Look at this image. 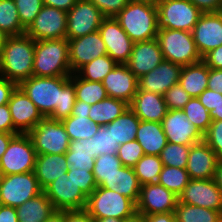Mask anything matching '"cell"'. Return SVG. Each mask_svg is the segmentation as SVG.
I'll use <instances>...</instances> for the list:
<instances>
[{
	"mask_svg": "<svg viewBox=\"0 0 222 222\" xmlns=\"http://www.w3.org/2000/svg\"><path fill=\"white\" fill-rule=\"evenodd\" d=\"M44 118L62 121L71 115L76 96L70 76H31L18 85Z\"/></svg>",
	"mask_w": 222,
	"mask_h": 222,
	"instance_id": "6da1fadb",
	"label": "cell"
},
{
	"mask_svg": "<svg viewBox=\"0 0 222 222\" xmlns=\"http://www.w3.org/2000/svg\"><path fill=\"white\" fill-rule=\"evenodd\" d=\"M35 41L26 34L9 36L0 51V77L17 85L33 76Z\"/></svg>",
	"mask_w": 222,
	"mask_h": 222,
	"instance_id": "7a4b0ae2",
	"label": "cell"
},
{
	"mask_svg": "<svg viewBox=\"0 0 222 222\" xmlns=\"http://www.w3.org/2000/svg\"><path fill=\"white\" fill-rule=\"evenodd\" d=\"M115 19L134 43L156 39L159 30L156 4L129 2Z\"/></svg>",
	"mask_w": 222,
	"mask_h": 222,
	"instance_id": "3957f363",
	"label": "cell"
},
{
	"mask_svg": "<svg viewBox=\"0 0 222 222\" xmlns=\"http://www.w3.org/2000/svg\"><path fill=\"white\" fill-rule=\"evenodd\" d=\"M69 45L66 38L35 41L33 76H71Z\"/></svg>",
	"mask_w": 222,
	"mask_h": 222,
	"instance_id": "277c9868",
	"label": "cell"
},
{
	"mask_svg": "<svg viewBox=\"0 0 222 222\" xmlns=\"http://www.w3.org/2000/svg\"><path fill=\"white\" fill-rule=\"evenodd\" d=\"M156 39L164 60L186 66L202 61L192 32L159 28Z\"/></svg>",
	"mask_w": 222,
	"mask_h": 222,
	"instance_id": "5b68a950",
	"label": "cell"
},
{
	"mask_svg": "<svg viewBox=\"0 0 222 222\" xmlns=\"http://www.w3.org/2000/svg\"><path fill=\"white\" fill-rule=\"evenodd\" d=\"M85 210L93 219H125L137 211L134 201L104 187H97L87 197Z\"/></svg>",
	"mask_w": 222,
	"mask_h": 222,
	"instance_id": "8992f818",
	"label": "cell"
},
{
	"mask_svg": "<svg viewBox=\"0 0 222 222\" xmlns=\"http://www.w3.org/2000/svg\"><path fill=\"white\" fill-rule=\"evenodd\" d=\"M159 28L192 32L202 12L189 0H158Z\"/></svg>",
	"mask_w": 222,
	"mask_h": 222,
	"instance_id": "52a82bcc",
	"label": "cell"
},
{
	"mask_svg": "<svg viewBox=\"0 0 222 222\" xmlns=\"http://www.w3.org/2000/svg\"><path fill=\"white\" fill-rule=\"evenodd\" d=\"M37 155L65 154L69 137L61 121L44 118L28 133Z\"/></svg>",
	"mask_w": 222,
	"mask_h": 222,
	"instance_id": "ba28073f",
	"label": "cell"
},
{
	"mask_svg": "<svg viewBox=\"0 0 222 222\" xmlns=\"http://www.w3.org/2000/svg\"><path fill=\"white\" fill-rule=\"evenodd\" d=\"M36 151L28 134H16L0 158L2 175L34 171Z\"/></svg>",
	"mask_w": 222,
	"mask_h": 222,
	"instance_id": "9c48e42d",
	"label": "cell"
},
{
	"mask_svg": "<svg viewBox=\"0 0 222 222\" xmlns=\"http://www.w3.org/2000/svg\"><path fill=\"white\" fill-rule=\"evenodd\" d=\"M42 192L34 171L3 175L0 182V204L17 208Z\"/></svg>",
	"mask_w": 222,
	"mask_h": 222,
	"instance_id": "30bf717a",
	"label": "cell"
},
{
	"mask_svg": "<svg viewBox=\"0 0 222 222\" xmlns=\"http://www.w3.org/2000/svg\"><path fill=\"white\" fill-rule=\"evenodd\" d=\"M105 16L87 0H78L67 12L66 39H75L99 31Z\"/></svg>",
	"mask_w": 222,
	"mask_h": 222,
	"instance_id": "8fae6325",
	"label": "cell"
},
{
	"mask_svg": "<svg viewBox=\"0 0 222 222\" xmlns=\"http://www.w3.org/2000/svg\"><path fill=\"white\" fill-rule=\"evenodd\" d=\"M67 12L43 5L25 34L34 41L66 38Z\"/></svg>",
	"mask_w": 222,
	"mask_h": 222,
	"instance_id": "7c38bea8",
	"label": "cell"
},
{
	"mask_svg": "<svg viewBox=\"0 0 222 222\" xmlns=\"http://www.w3.org/2000/svg\"><path fill=\"white\" fill-rule=\"evenodd\" d=\"M179 202L211 210L222 211V192L212 179H190Z\"/></svg>",
	"mask_w": 222,
	"mask_h": 222,
	"instance_id": "4fadbf2b",
	"label": "cell"
},
{
	"mask_svg": "<svg viewBox=\"0 0 222 222\" xmlns=\"http://www.w3.org/2000/svg\"><path fill=\"white\" fill-rule=\"evenodd\" d=\"M43 192L52 202L55 210H81L85 209L87 204V196L68 179L67 173L54 180Z\"/></svg>",
	"mask_w": 222,
	"mask_h": 222,
	"instance_id": "5bb4252c",
	"label": "cell"
},
{
	"mask_svg": "<svg viewBox=\"0 0 222 222\" xmlns=\"http://www.w3.org/2000/svg\"><path fill=\"white\" fill-rule=\"evenodd\" d=\"M179 197L158 183L141 185L136 203L137 212L143 215L174 212Z\"/></svg>",
	"mask_w": 222,
	"mask_h": 222,
	"instance_id": "9a60e30c",
	"label": "cell"
},
{
	"mask_svg": "<svg viewBox=\"0 0 222 222\" xmlns=\"http://www.w3.org/2000/svg\"><path fill=\"white\" fill-rule=\"evenodd\" d=\"M107 54L117 63L126 64L130 58L134 42L121 28L115 17H105L99 27Z\"/></svg>",
	"mask_w": 222,
	"mask_h": 222,
	"instance_id": "2e32d148",
	"label": "cell"
},
{
	"mask_svg": "<svg viewBox=\"0 0 222 222\" xmlns=\"http://www.w3.org/2000/svg\"><path fill=\"white\" fill-rule=\"evenodd\" d=\"M8 107L15 134H28L39 121L44 119L36 105L19 86L12 93Z\"/></svg>",
	"mask_w": 222,
	"mask_h": 222,
	"instance_id": "e0dca14e",
	"label": "cell"
},
{
	"mask_svg": "<svg viewBox=\"0 0 222 222\" xmlns=\"http://www.w3.org/2000/svg\"><path fill=\"white\" fill-rule=\"evenodd\" d=\"M67 41L72 74L95 58L107 54L105 43L99 31Z\"/></svg>",
	"mask_w": 222,
	"mask_h": 222,
	"instance_id": "ac0fdd59",
	"label": "cell"
},
{
	"mask_svg": "<svg viewBox=\"0 0 222 222\" xmlns=\"http://www.w3.org/2000/svg\"><path fill=\"white\" fill-rule=\"evenodd\" d=\"M161 123L167 142L192 146L203 141V135L190 122L183 110H168Z\"/></svg>",
	"mask_w": 222,
	"mask_h": 222,
	"instance_id": "d6986e66",
	"label": "cell"
},
{
	"mask_svg": "<svg viewBox=\"0 0 222 222\" xmlns=\"http://www.w3.org/2000/svg\"><path fill=\"white\" fill-rule=\"evenodd\" d=\"M194 42L201 57L222 45V11L202 13L192 30Z\"/></svg>",
	"mask_w": 222,
	"mask_h": 222,
	"instance_id": "ffe728a7",
	"label": "cell"
},
{
	"mask_svg": "<svg viewBox=\"0 0 222 222\" xmlns=\"http://www.w3.org/2000/svg\"><path fill=\"white\" fill-rule=\"evenodd\" d=\"M102 84L108 97L122 100L130 104L138 90V78L129 70L126 64H117Z\"/></svg>",
	"mask_w": 222,
	"mask_h": 222,
	"instance_id": "44dd1931",
	"label": "cell"
},
{
	"mask_svg": "<svg viewBox=\"0 0 222 222\" xmlns=\"http://www.w3.org/2000/svg\"><path fill=\"white\" fill-rule=\"evenodd\" d=\"M182 66L163 60L156 68L138 79V89L164 95L179 83Z\"/></svg>",
	"mask_w": 222,
	"mask_h": 222,
	"instance_id": "7402d4cb",
	"label": "cell"
},
{
	"mask_svg": "<svg viewBox=\"0 0 222 222\" xmlns=\"http://www.w3.org/2000/svg\"><path fill=\"white\" fill-rule=\"evenodd\" d=\"M164 60L157 39L135 42L126 65L139 79L156 68Z\"/></svg>",
	"mask_w": 222,
	"mask_h": 222,
	"instance_id": "603a6c76",
	"label": "cell"
},
{
	"mask_svg": "<svg viewBox=\"0 0 222 222\" xmlns=\"http://www.w3.org/2000/svg\"><path fill=\"white\" fill-rule=\"evenodd\" d=\"M219 159L203 140L191 146L186 170L190 179H212Z\"/></svg>",
	"mask_w": 222,
	"mask_h": 222,
	"instance_id": "cb8c5ba5",
	"label": "cell"
},
{
	"mask_svg": "<svg viewBox=\"0 0 222 222\" xmlns=\"http://www.w3.org/2000/svg\"><path fill=\"white\" fill-rule=\"evenodd\" d=\"M129 108L141 121H153L161 123L168 112L163 95L137 90Z\"/></svg>",
	"mask_w": 222,
	"mask_h": 222,
	"instance_id": "d4e9b609",
	"label": "cell"
},
{
	"mask_svg": "<svg viewBox=\"0 0 222 222\" xmlns=\"http://www.w3.org/2000/svg\"><path fill=\"white\" fill-rule=\"evenodd\" d=\"M68 164L65 154H42L36 156L34 174L39 186L44 190L57 178L67 173Z\"/></svg>",
	"mask_w": 222,
	"mask_h": 222,
	"instance_id": "484cf974",
	"label": "cell"
},
{
	"mask_svg": "<svg viewBox=\"0 0 222 222\" xmlns=\"http://www.w3.org/2000/svg\"><path fill=\"white\" fill-rule=\"evenodd\" d=\"M118 192L137 203L141 185L133 167L123 166L98 186Z\"/></svg>",
	"mask_w": 222,
	"mask_h": 222,
	"instance_id": "4316f807",
	"label": "cell"
},
{
	"mask_svg": "<svg viewBox=\"0 0 222 222\" xmlns=\"http://www.w3.org/2000/svg\"><path fill=\"white\" fill-rule=\"evenodd\" d=\"M136 140L142 146L145 155L159 156L168 143L162 123L153 121L140 120Z\"/></svg>",
	"mask_w": 222,
	"mask_h": 222,
	"instance_id": "83f0119b",
	"label": "cell"
},
{
	"mask_svg": "<svg viewBox=\"0 0 222 222\" xmlns=\"http://www.w3.org/2000/svg\"><path fill=\"white\" fill-rule=\"evenodd\" d=\"M209 67L203 62L182 66L179 84L191 96L198 97L208 85Z\"/></svg>",
	"mask_w": 222,
	"mask_h": 222,
	"instance_id": "f1b7e54d",
	"label": "cell"
},
{
	"mask_svg": "<svg viewBox=\"0 0 222 222\" xmlns=\"http://www.w3.org/2000/svg\"><path fill=\"white\" fill-rule=\"evenodd\" d=\"M18 222H45L55 211L44 192L16 208Z\"/></svg>",
	"mask_w": 222,
	"mask_h": 222,
	"instance_id": "f546056e",
	"label": "cell"
},
{
	"mask_svg": "<svg viewBox=\"0 0 222 222\" xmlns=\"http://www.w3.org/2000/svg\"><path fill=\"white\" fill-rule=\"evenodd\" d=\"M128 107L129 104L122 100L107 97L91 105L88 115L94 123L106 126L122 115Z\"/></svg>",
	"mask_w": 222,
	"mask_h": 222,
	"instance_id": "4dcf8cb0",
	"label": "cell"
},
{
	"mask_svg": "<svg viewBox=\"0 0 222 222\" xmlns=\"http://www.w3.org/2000/svg\"><path fill=\"white\" fill-rule=\"evenodd\" d=\"M68 164V170L86 169L93 171L94 157L91 156L89 148V139H80L70 141L69 149L65 153Z\"/></svg>",
	"mask_w": 222,
	"mask_h": 222,
	"instance_id": "1f68e13d",
	"label": "cell"
},
{
	"mask_svg": "<svg viewBox=\"0 0 222 222\" xmlns=\"http://www.w3.org/2000/svg\"><path fill=\"white\" fill-rule=\"evenodd\" d=\"M174 215L176 222H222V211L192 206L179 201Z\"/></svg>",
	"mask_w": 222,
	"mask_h": 222,
	"instance_id": "d6a6232c",
	"label": "cell"
},
{
	"mask_svg": "<svg viewBox=\"0 0 222 222\" xmlns=\"http://www.w3.org/2000/svg\"><path fill=\"white\" fill-rule=\"evenodd\" d=\"M140 119L128 107L125 112L112 122V134L118 145L136 140Z\"/></svg>",
	"mask_w": 222,
	"mask_h": 222,
	"instance_id": "836d02e7",
	"label": "cell"
},
{
	"mask_svg": "<svg viewBox=\"0 0 222 222\" xmlns=\"http://www.w3.org/2000/svg\"><path fill=\"white\" fill-rule=\"evenodd\" d=\"M70 80L75 86L76 100L86 102L89 105H94L108 97L102 82H91L82 79L76 73H73L70 76Z\"/></svg>",
	"mask_w": 222,
	"mask_h": 222,
	"instance_id": "e575fe53",
	"label": "cell"
},
{
	"mask_svg": "<svg viewBox=\"0 0 222 222\" xmlns=\"http://www.w3.org/2000/svg\"><path fill=\"white\" fill-rule=\"evenodd\" d=\"M118 147L112 134V122L100 126L95 135L89 138L90 153L94 158L103 154L117 155Z\"/></svg>",
	"mask_w": 222,
	"mask_h": 222,
	"instance_id": "d590c367",
	"label": "cell"
},
{
	"mask_svg": "<svg viewBox=\"0 0 222 222\" xmlns=\"http://www.w3.org/2000/svg\"><path fill=\"white\" fill-rule=\"evenodd\" d=\"M61 122L65 127L70 141L89 139L93 137L100 128V125L94 123L86 116H69Z\"/></svg>",
	"mask_w": 222,
	"mask_h": 222,
	"instance_id": "8d00e7d4",
	"label": "cell"
},
{
	"mask_svg": "<svg viewBox=\"0 0 222 222\" xmlns=\"http://www.w3.org/2000/svg\"><path fill=\"white\" fill-rule=\"evenodd\" d=\"M0 29L9 36L25 34L14 0H0Z\"/></svg>",
	"mask_w": 222,
	"mask_h": 222,
	"instance_id": "74e56055",
	"label": "cell"
},
{
	"mask_svg": "<svg viewBox=\"0 0 222 222\" xmlns=\"http://www.w3.org/2000/svg\"><path fill=\"white\" fill-rule=\"evenodd\" d=\"M117 63L108 55L95 58L82 66L76 74L91 82H102L106 75L116 67Z\"/></svg>",
	"mask_w": 222,
	"mask_h": 222,
	"instance_id": "f35d334b",
	"label": "cell"
},
{
	"mask_svg": "<svg viewBox=\"0 0 222 222\" xmlns=\"http://www.w3.org/2000/svg\"><path fill=\"white\" fill-rule=\"evenodd\" d=\"M163 163L157 155H143L133 167L139 184L157 183L163 169Z\"/></svg>",
	"mask_w": 222,
	"mask_h": 222,
	"instance_id": "ab89813d",
	"label": "cell"
},
{
	"mask_svg": "<svg viewBox=\"0 0 222 222\" xmlns=\"http://www.w3.org/2000/svg\"><path fill=\"white\" fill-rule=\"evenodd\" d=\"M189 180L190 177L186 168L163 166L157 183L179 197Z\"/></svg>",
	"mask_w": 222,
	"mask_h": 222,
	"instance_id": "60d3db41",
	"label": "cell"
},
{
	"mask_svg": "<svg viewBox=\"0 0 222 222\" xmlns=\"http://www.w3.org/2000/svg\"><path fill=\"white\" fill-rule=\"evenodd\" d=\"M182 110L202 135L208 131L212 119L210 118L209 111L201 104L197 97H192Z\"/></svg>",
	"mask_w": 222,
	"mask_h": 222,
	"instance_id": "b9f144b4",
	"label": "cell"
},
{
	"mask_svg": "<svg viewBox=\"0 0 222 222\" xmlns=\"http://www.w3.org/2000/svg\"><path fill=\"white\" fill-rule=\"evenodd\" d=\"M121 167H123V165L117 155L103 154L96 157L92 173L97 187Z\"/></svg>",
	"mask_w": 222,
	"mask_h": 222,
	"instance_id": "7bdbcfd3",
	"label": "cell"
},
{
	"mask_svg": "<svg viewBox=\"0 0 222 222\" xmlns=\"http://www.w3.org/2000/svg\"><path fill=\"white\" fill-rule=\"evenodd\" d=\"M191 146L168 142L159 155L164 166L186 168Z\"/></svg>",
	"mask_w": 222,
	"mask_h": 222,
	"instance_id": "ee69618b",
	"label": "cell"
},
{
	"mask_svg": "<svg viewBox=\"0 0 222 222\" xmlns=\"http://www.w3.org/2000/svg\"><path fill=\"white\" fill-rule=\"evenodd\" d=\"M21 25L27 29L43 7V0H14Z\"/></svg>",
	"mask_w": 222,
	"mask_h": 222,
	"instance_id": "f6af8a7d",
	"label": "cell"
},
{
	"mask_svg": "<svg viewBox=\"0 0 222 222\" xmlns=\"http://www.w3.org/2000/svg\"><path fill=\"white\" fill-rule=\"evenodd\" d=\"M143 155H145L144 150L137 140L119 145L117 151L122 165L127 167H134Z\"/></svg>",
	"mask_w": 222,
	"mask_h": 222,
	"instance_id": "bcb514c9",
	"label": "cell"
},
{
	"mask_svg": "<svg viewBox=\"0 0 222 222\" xmlns=\"http://www.w3.org/2000/svg\"><path fill=\"white\" fill-rule=\"evenodd\" d=\"M67 176L87 197L97 188L94 175L90 170L80 168L68 170Z\"/></svg>",
	"mask_w": 222,
	"mask_h": 222,
	"instance_id": "7dc6e473",
	"label": "cell"
},
{
	"mask_svg": "<svg viewBox=\"0 0 222 222\" xmlns=\"http://www.w3.org/2000/svg\"><path fill=\"white\" fill-rule=\"evenodd\" d=\"M163 97L168 110H182L192 98L179 83L170 87Z\"/></svg>",
	"mask_w": 222,
	"mask_h": 222,
	"instance_id": "c3c4849f",
	"label": "cell"
},
{
	"mask_svg": "<svg viewBox=\"0 0 222 222\" xmlns=\"http://www.w3.org/2000/svg\"><path fill=\"white\" fill-rule=\"evenodd\" d=\"M203 140L216 153L219 160H222V120L212 121L208 131L203 135Z\"/></svg>",
	"mask_w": 222,
	"mask_h": 222,
	"instance_id": "681fc988",
	"label": "cell"
},
{
	"mask_svg": "<svg viewBox=\"0 0 222 222\" xmlns=\"http://www.w3.org/2000/svg\"><path fill=\"white\" fill-rule=\"evenodd\" d=\"M92 2L105 17H115L129 0H87Z\"/></svg>",
	"mask_w": 222,
	"mask_h": 222,
	"instance_id": "f907efd6",
	"label": "cell"
},
{
	"mask_svg": "<svg viewBox=\"0 0 222 222\" xmlns=\"http://www.w3.org/2000/svg\"><path fill=\"white\" fill-rule=\"evenodd\" d=\"M202 13H217L222 11V0H189Z\"/></svg>",
	"mask_w": 222,
	"mask_h": 222,
	"instance_id": "816d5d0a",
	"label": "cell"
},
{
	"mask_svg": "<svg viewBox=\"0 0 222 222\" xmlns=\"http://www.w3.org/2000/svg\"><path fill=\"white\" fill-rule=\"evenodd\" d=\"M202 61L209 68L222 69V45L205 54Z\"/></svg>",
	"mask_w": 222,
	"mask_h": 222,
	"instance_id": "f5cc1de1",
	"label": "cell"
},
{
	"mask_svg": "<svg viewBox=\"0 0 222 222\" xmlns=\"http://www.w3.org/2000/svg\"><path fill=\"white\" fill-rule=\"evenodd\" d=\"M0 132L14 133V125L8 103L0 106Z\"/></svg>",
	"mask_w": 222,
	"mask_h": 222,
	"instance_id": "db71d44e",
	"label": "cell"
},
{
	"mask_svg": "<svg viewBox=\"0 0 222 222\" xmlns=\"http://www.w3.org/2000/svg\"><path fill=\"white\" fill-rule=\"evenodd\" d=\"M17 86L16 83L0 77V106L9 102Z\"/></svg>",
	"mask_w": 222,
	"mask_h": 222,
	"instance_id": "11a10c76",
	"label": "cell"
},
{
	"mask_svg": "<svg viewBox=\"0 0 222 222\" xmlns=\"http://www.w3.org/2000/svg\"><path fill=\"white\" fill-rule=\"evenodd\" d=\"M197 98L208 111L216 108L218 103V93L208 88L205 89Z\"/></svg>",
	"mask_w": 222,
	"mask_h": 222,
	"instance_id": "9f6ffc18",
	"label": "cell"
},
{
	"mask_svg": "<svg viewBox=\"0 0 222 222\" xmlns=\"http://www.w3.org/2000/svg\"><path fill=\"white\" fill-rule=\"evenodd\" d=\"M207 88L222 94V69L209 68Z\"/></svg>",
	"mask_w": 222,
	"mask_h": 222,
	"instance_id": "6f0895ef",
	"label": "cell"
},
{
	"mask_svg": "<svg viewBox=\"0 0 222 222\" xmlns=\"http://www.w3.org/2000/svg\"><path fill=\"white\" fill-rule=\"evenodd\" d=\"M65 222H95L85 209L65 210Z\"/></svg>",
	"mask_w": 222,
	"mask_h": 222,
	"instance_id": "680465c9",
	"label": "cell"
},
{
	"mask_svg": "<svg viewBox=\"0 0 222 222\" xmlns=\"http://www.w3.org/2000/svg\"><path fill=\"white\" fill-rule=\"evenodd\" d=\"M0 222H18L16 208L0 204Z\"/></svg>",
	"mask_w": 222,
	"mask_h": 222,
	"instance_id": "91938a15",
	"label": "cell"
},
{
	"mask_svg": "<svg viewBox=\"0 0 222 222\" xmlns=\"http://www.w3.org/2000/svg\"><path fill=\"white\" fill-rule=\"evenodd\" d=\"M78 0H43V4L68 12Z\"/></svg>",
	"mask_w": 222,
	"mask_h": 222,
	"instance_id": "94428289",
	"label": "cell"
},
{
	"mask_svg": "<svg viewBox=\"0 0 222 222\" xmlns=\"http://www.w3.org/2000/svg\"><path fill=\"white\" fill-rule=\"evenodd\" d=\"M147 222H176L174 212L155 213L146 216Z\"/></svg>",
	"mask_w": 222,
	"mask_h": 222,
	"instance_id": "6125c7cd",
	"label": "cell"
},
{
	"mask_svg": "<svg viewBox=\"0 0 222 222\" xmlns=\"http://www.w3.org/2000/svg\"><path fill=\"white\" fill-rule=\"evenodd\" d=\"M91 105L86 102L75 100V104L70 116H86L89 117V110Z\"/></svg>",
	"mask_w": 222,
	"mask_h": 222,
	"instance_id": "be15d7a7",
	"label": "cell"
},
{
	"mask_svg": "<svg viewBox=\"0 0 222 222\" xmlns=\"http://www.w3.org/2000/svg\"><path fill=\"white\" fill-rule=\"evenodd\" d=\"M15 135V133L0 132V158L7 150L8 144Z\"/></svg>",
	"mask_w": 222,
	"mask_h": 222,
	"instance_id": "e7e4bbea",
	"label": "cell"
},
{
	"mask_svg": "<svg viewBox=\"0 0 222 222\" xmlns=\"http://www.w3.org/2000/svg\"><path fill=\"white\" fill-rule=\"evenodd\" d=\"M210 113V118L212 121H220L222 120V94L218 92V103L216 108L213 110L209 111Z\"/></svg>",
	"mask_w": 222,
	"mask_h": 222,
	"instance_id": "03108f58",
	"label": "cell"
},
{
	"mask_svg": "<svg viewBox=\"0 0 222 222\" xmlns=\"http://www.w3.org/2000/svg\"><path fill=\"white\" fill-rule=\"evenodd\" d=\"M214 180L222 192V160L217 163Z\"/></svg>",
	"mask_w": 222,
	"mask_h": 222,
	"instance_id": "003e7915",
	"label": "cell"
},
{
	"mask_svg": "<svg viewBox=\"0 0 222 222\" xmlns=\"http://www.w3.org/2000/svg\"><path fill=\"white\" fill-rule=\"evenodd\" d=\"M45 222H65V211L55 210Z\"/></svg>",
	"mask_w": 222,
	"mask_h": 222,
	"instance_id": "a7ac6f4b",
	"label": "cell"
},
{
	"mask_svg": "<svg viewBox=\"0 0 222 222\" xmlns=\"http://www.w3.org/2000/svg\"><path fill=\"white\" fill-rule=\"evenodd\" d=\"M124 222H147V219L145 215L136 211L133 215L125 218Z\"/></svg>",
	"mask_w": 222,
	"mask_h": 222,
	"instance_id": "89a4df30",
	"label": "cell"
},
{
	"mask_svg": "<svg viewBox=\"0 0 222 222\" xmlns=\"http://www.w3.org/2000/svg\"><path fill=\"white\" fill-rule=\"evenodd\" d=\"M95 222H124V219H117L113 217L94 219Z\"/></svg>",
	"mask_w": 222,
	"mask_h": 222,
	"instance_id": "2644e50d",
	"label": "cell"
},
{
	"mask_svg": "<svg viewBox=\"0 0 222 222\" xmlns=\"http://www.w3.org/2000/svg\"><path fill=\"white\" fill-rule=\"evenodd\" d=\"M8 37H9V35H7L4 31H2L0 29V51H1L2 47L4 46Z\"/></svg>",
	"mask_w": 222,
	"mask_h": 222,
	"instance_id": "8c879c8a",
	"label": "cell"
},
{
	"mask_svg": "<svg viewBox=\"0 0 222 222\" xmlns=\"http://www.w3.org/2000/svg\"><path fill=\"white\" fill-rule=\"evenodd\" d=\"M158 0H129V2H139L146 4H156Z\"/></svg>",
	"mask_w": 222,
	"mask_h": 222,
	"instance_id": "753ad0ef",
	"label": "cell"
},
{
	"mask_svg": "<svg viewBox=\"0 0 222 222\" xmlns=\"http://www.w3.org/2000/svg\"><path fill=\"white\" fill-rule=\"evenodd\" d=\"M2 172H1V169H0V182H1V179H2Z\"/></svg>",
	"mask_w": 222,
	"mask_h": 222,
	"instance_id": "34e18365",
	"label": "cell"
}]
</instances>
